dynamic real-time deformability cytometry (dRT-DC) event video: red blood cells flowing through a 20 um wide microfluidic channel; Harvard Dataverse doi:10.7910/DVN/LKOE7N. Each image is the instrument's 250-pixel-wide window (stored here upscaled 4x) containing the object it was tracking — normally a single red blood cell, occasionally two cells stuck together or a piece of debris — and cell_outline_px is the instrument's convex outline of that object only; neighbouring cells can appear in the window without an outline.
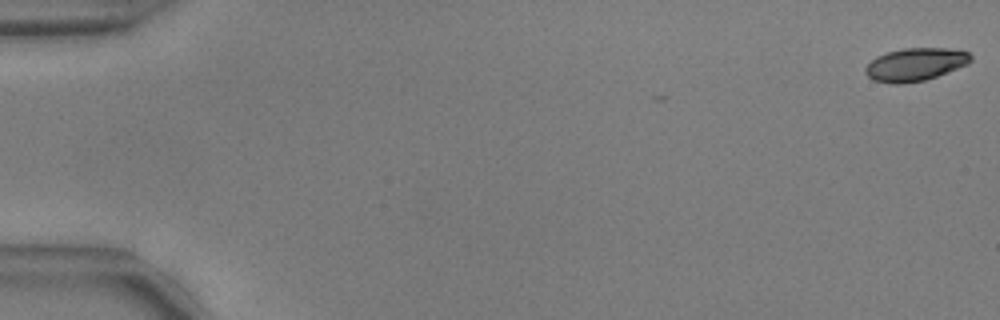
{"species": "common noctule bat (a hibernating species)", "species_latin": "Nyctalus noctula", "temperature_condition": "warm", "stored_images_in_passage": 51, "camera_frame_rate_fps": 3000, "um_per_image_px": 0.085, "animal": {"sex": "male", "body_mass_g": 17.9, "forearm_length_mm": 54.2}, "frame": {"image": 1, "passage_image": 1, "time_ms": 0.0, "image_size_px": [1000, 320], "cell_outline_px": [[972, 60], [968, 64], [936, 76], [924, 80], [900, 84], [892, 84], [876, 80], [868, 76], [864, 72], [864, 68], [876, 56], [884, 52], [904, 48], [944, 48], [968, 52], [972, 56]], "centroid_in_image_um": [77.78, 5.47], "position_along_channel_um": 7.2, "area_um2": 20.11}}
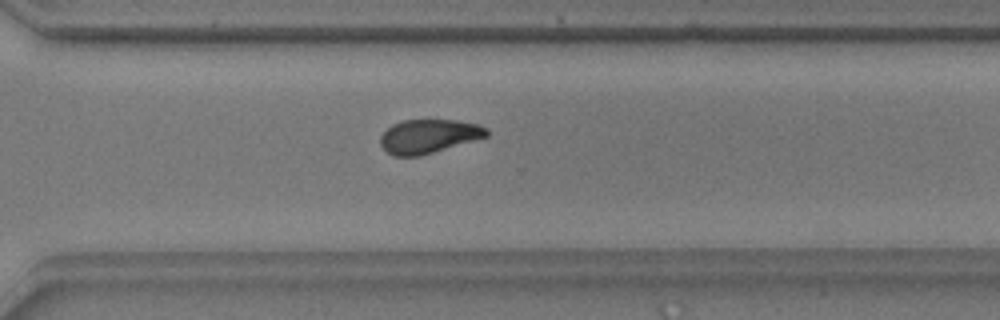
{"frame": {"image": 2, "passage_image": 40, "time_ms": 13.0, "image_size_px": [1000, 320], "cell_outline_px": [[488, 136], [420, 156], [392, 156], [380, 144], [380, 136], [392, 124], [404, 120], [456, 120], [480, 124], [488, 128]], "centroid_in_image_um": [36.45, 11.57], "position_along_channel_um": 334.2, "area_um2": 20.92}}
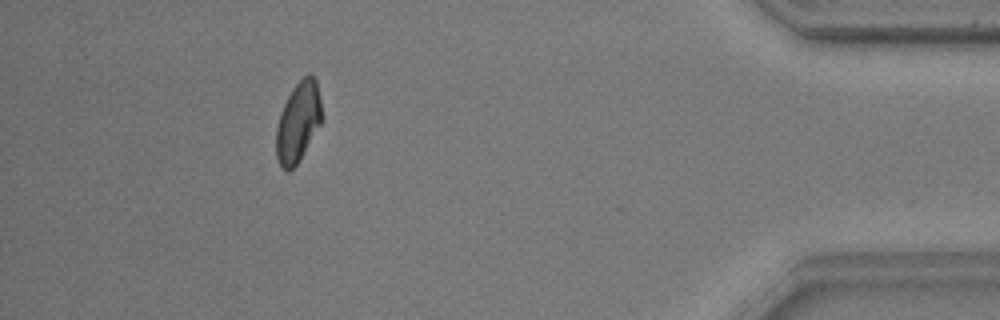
{"frame": {"image": 3, "passage_image": 50, "time_ms": 16.333, "image_size_px": [1000, 320], "cell_outline_px": [[324, 116], [320, 124], [296, 164], [288, 172], [280, 164], [276, 156], [276, 128], [280, 112], [292, 88], [308, 72], [316, 80]], "centroid_in_image_um": [25.35, 10.33], "position_along_channel_um": 409.9, "area_um2": 21.04}}